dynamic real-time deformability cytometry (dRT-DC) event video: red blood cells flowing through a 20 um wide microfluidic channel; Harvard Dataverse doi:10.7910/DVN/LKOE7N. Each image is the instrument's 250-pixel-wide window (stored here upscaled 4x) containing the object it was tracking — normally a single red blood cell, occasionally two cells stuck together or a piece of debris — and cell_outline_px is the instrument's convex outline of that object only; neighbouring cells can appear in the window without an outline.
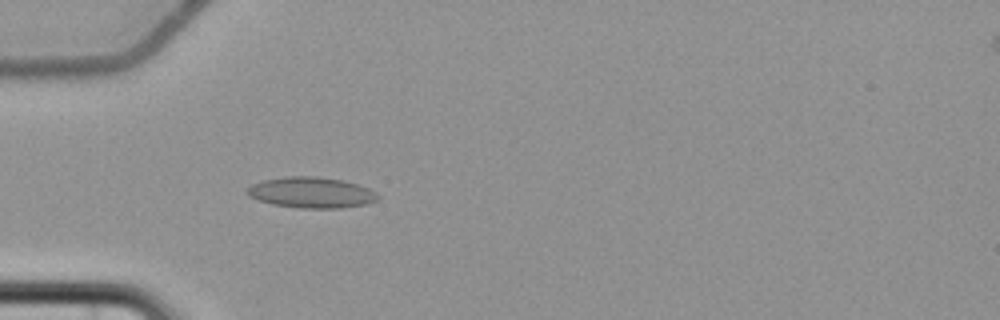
{"species": "common noctule bat (a hibernating species)", "species_latin": "Nyctalus noctula", "temperature_condition": "cold", "stored_images_in_passage": 4, "camera_frame_rate_fps": 3000, "um_per_image_px": 0.085, "animal": {"sex": "female", "body_mass_g": 22.7, "forearm_length_mm": 54.2}, "frame": {"image": 1, "passage_image": 4, "time_ms": 3.667, "image_size_px": [1000, 320], "cell_outline_px": [[380, 196], [376, 200], [368, 204], [340, 208], [300, 208], [272, 204], [256, 200], [248, 196], [244, 192], [252, 184], [264, 180], [284, 176], [316, 176], [344, 180], [368, 188], [376, 192]], "centroid_in_image_um": [26.44, 16.36], "position_along_channel_um": 58.6, "area_um2": 23.7}}